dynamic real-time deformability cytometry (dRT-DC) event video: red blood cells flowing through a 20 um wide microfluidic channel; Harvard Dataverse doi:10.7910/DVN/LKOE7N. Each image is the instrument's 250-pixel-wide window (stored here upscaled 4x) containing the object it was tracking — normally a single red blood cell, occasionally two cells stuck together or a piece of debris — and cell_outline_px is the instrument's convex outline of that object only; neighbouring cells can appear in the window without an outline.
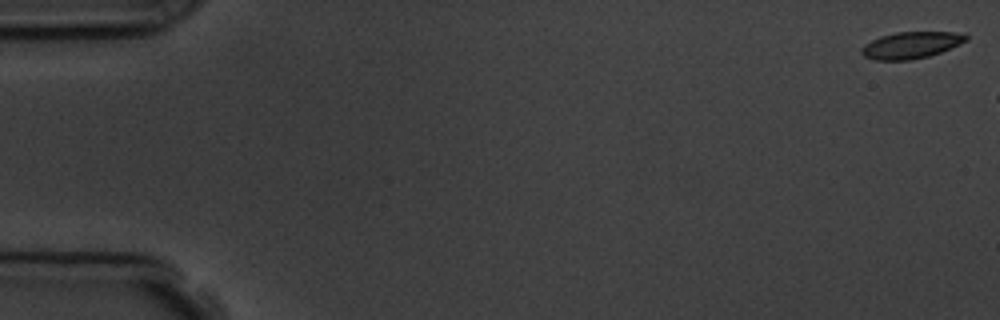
{"species": "common noctule bat (a hibernating species)", "species_latin": "Nyctalus noctula", "temperature_condition": "room temperature", "stored_images_in_passage": 3, "camera_frame_rate_fps": 3000, "um_per_image_px": 0.085, "animal": {"sex": "male", "body_mass_g": 19.5, "forearm_length_mm": 54.6}, "frame": {"image": 1, "passage_image": 1, "time_ms": 0.0, "image_size_px": [1000, 320], "cell_outline_px": [[968, 40], [960, 44], [940, 52], [928, 56], [908, 60], [872, 60], [864, 56], [860, 52], [860, 48], [864, 44], [880, 36], [896, 32], [956, 32], [968, 36]], "centroid_in_image_um": [77.4, 3.83], "position_along_channel_um": 7.6, "area_um2": 16.24}}